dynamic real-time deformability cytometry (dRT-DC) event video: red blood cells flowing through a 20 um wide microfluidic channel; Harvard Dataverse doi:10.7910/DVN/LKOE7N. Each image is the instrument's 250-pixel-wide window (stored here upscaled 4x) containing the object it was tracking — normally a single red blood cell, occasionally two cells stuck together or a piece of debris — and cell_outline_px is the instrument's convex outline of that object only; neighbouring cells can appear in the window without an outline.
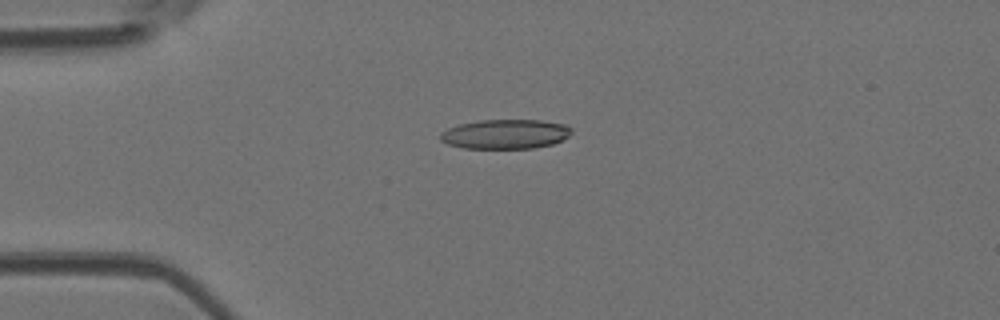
{"species": "Egyptian fruit bat (a non-hibernating species)", "species_latin": "Rousettus aegyptiacus", "temperature_condition": "room temperature", "stored_images_in_passage": 4, "camera_frame_rate_fps": 3000, "um_per_image_px": 0.085, "animal": {"sex": "female"}, "frame": {"image": 1, "passage_image": 4, "time_ms": 1.0, "image_size_px": [1000, 320], "cell_outline_px": [[572, 132], [568, 136], [552, 144], [532, 148], [464, 148], [448, 144], [440, 140], [440, 132], [448, 128], [460, 124], [480, 120], [540, 120], [564, 124], [572, 128]], "centroid_in_image_um": [42.94, 11.39], "position_along_channel_um": 42.1, "area_um2": 22.43}}